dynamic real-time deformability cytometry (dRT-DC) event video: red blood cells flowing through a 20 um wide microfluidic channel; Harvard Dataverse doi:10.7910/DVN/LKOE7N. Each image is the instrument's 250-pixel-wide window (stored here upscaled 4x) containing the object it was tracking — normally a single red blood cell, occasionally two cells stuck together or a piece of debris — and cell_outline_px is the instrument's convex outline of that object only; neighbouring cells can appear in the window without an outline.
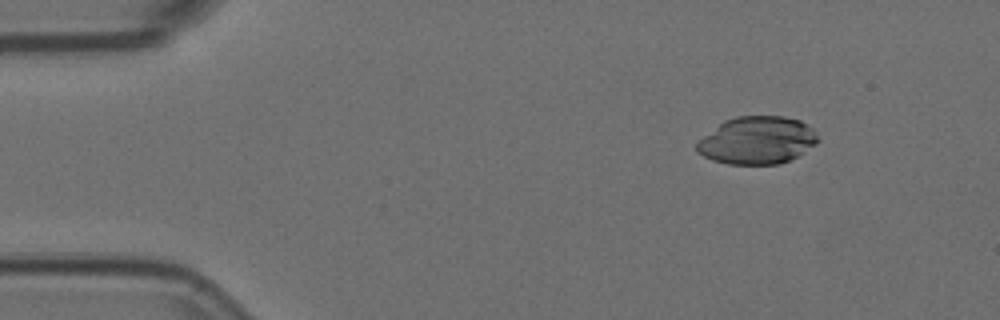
{"species": "Egyptian fruit bat (a non-hibernating species)", "species_latin": "Rousettus aegyptiacus", "temperature_condition": "room temperature", "stored_images_in_passage": 5, "camera_frame_rate_fps": 3000, "um_per_image_px": 0.085, "animal": {"sex": "female"}, "frame": {"image": 1, "passage_image": 2, "time_ms": 0.333, "image_size_px": [1000, 320], "cell_outline_px": [[820, 140], [816, 144], [804, 152], [780, 164], [728, 164], [712, 160], [696, 152], [696, 144], [704, 136], [724, 120], [736, 116], [784, 116], [800, 120], [812, 128]], "centroid_in_image_um": [64.36, 11.92], "position_along_channel_um": 20.6, "area_um2": 33.52}}